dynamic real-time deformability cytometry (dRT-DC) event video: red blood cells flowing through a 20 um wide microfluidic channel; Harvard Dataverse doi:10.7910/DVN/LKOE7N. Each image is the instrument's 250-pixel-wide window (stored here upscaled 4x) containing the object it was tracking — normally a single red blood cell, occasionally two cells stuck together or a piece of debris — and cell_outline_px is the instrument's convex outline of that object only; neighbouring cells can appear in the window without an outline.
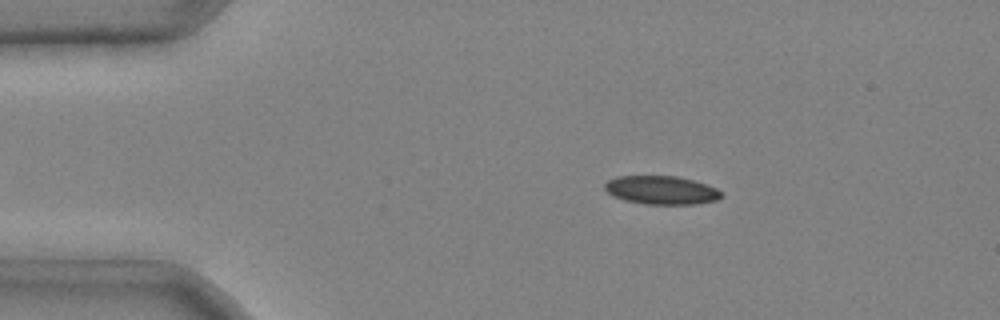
{"species": "common noctule bat (a hibernating species)", "species_latin": "Nyctalus noctula", "temperature_condition": "cold", "stored_images_in_passage": 4, "camera_frame_rate_fps": 3000, "um_per_image_px": 0.085, "animal": {"sex": "male", "body_mass_g": 20.4}, "frame": {"image": 1, "passage_image": 1, "time_ms": 0.0, "image_size_px": [1000, 320], "cell_outline_px": [[724, 196], [716, 200], [696, 204], [644, 204], [624, 200], [612, 196], [604, 188], [604, 184], [608, 180], [616, 176], [676, 176], [692, 180], [716, 188]], "centroid_in_image_um": [56.18, 16.16], "position_along_channel_um": 28.8, "area_um2": 19.31}}
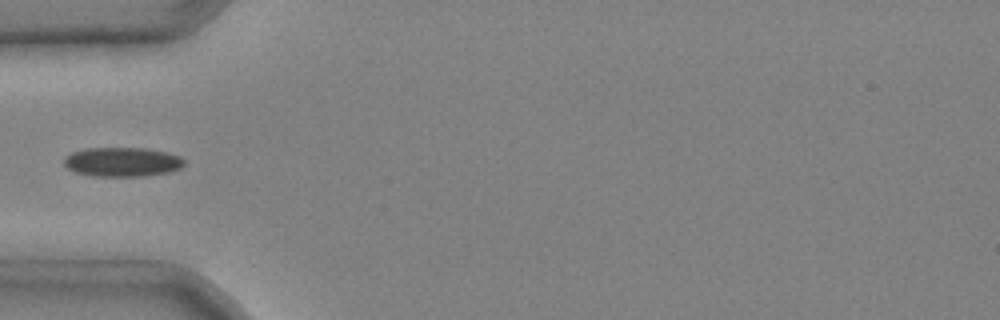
{"frame": {"image": 2, "passage_image": 3, "time_ms": 0.667, "image_size_px": [1000, 320], "cell_outline_px": [[184, 164], [180, 168], [168, 172], [144, 176], [92, 176], [76, 172], [68, 168], [64, 164], [64, 156], [72, 152], [84, 148], [144, 148], [164, 152], [180, 156], [184, 160]], "centroid_in_image_um": [10.36, 13.76], "position_along_channel_um": 74.6, "area_um2": 20.46}}
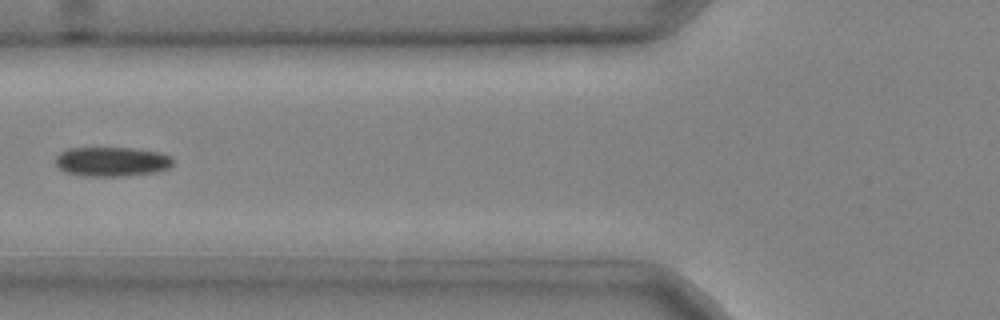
{"frame": {"image": 3, "passage_image": 4, "time_ms": 1.0, "image_size_px": [1000, 320], "cell_outline_px": [[172, 164], [168, 168], [156, 172], [128, 176], [80, 176], [64, 172], [56, 164], [56, 156], [60, 152], [68, 148], [136, 148], [156, 152], [172, 156]], "centroid_in_image_um": [9.48, 13.74], "position_along_channel_um": 116.3, "area_um2": 20.29}}